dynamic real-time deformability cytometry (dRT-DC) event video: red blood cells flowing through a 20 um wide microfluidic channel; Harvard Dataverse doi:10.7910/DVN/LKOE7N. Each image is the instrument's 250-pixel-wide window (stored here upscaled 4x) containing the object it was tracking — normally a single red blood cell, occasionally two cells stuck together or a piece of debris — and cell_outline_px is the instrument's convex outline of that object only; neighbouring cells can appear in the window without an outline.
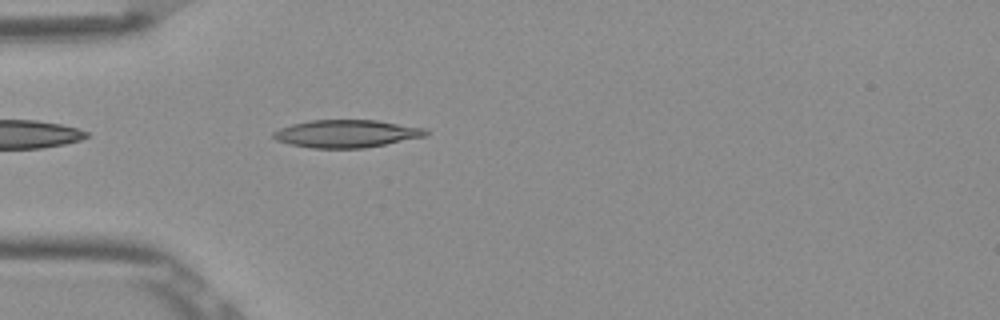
{"species": "Egyptian fruit bat (a non-hibernating species)", "species_latin": "Rousettus aegyptiacus", "temperature_condition": "room temperature", "stored_images_in_passage": 4, "camera_frame_rate_fps": 3000, "um_per_image_px": 0.085, "frame": {"image": 1, "passage_image": 4, "time_ms": 1.0, "image_size_px": [1000, 320], "cell_outline_px": [[428, 132], [424, 136], [364, 148], [312, 148], [292, 144], [276, 140], [272, 136], [272, 132], [280, 128], [292, 124], [308, 120], [376, 120], [424, 128]], "centroid_in_image_um": [29.39, 11.35], "position_along_channel_um": 55.6, "area_um2": 24.28}}